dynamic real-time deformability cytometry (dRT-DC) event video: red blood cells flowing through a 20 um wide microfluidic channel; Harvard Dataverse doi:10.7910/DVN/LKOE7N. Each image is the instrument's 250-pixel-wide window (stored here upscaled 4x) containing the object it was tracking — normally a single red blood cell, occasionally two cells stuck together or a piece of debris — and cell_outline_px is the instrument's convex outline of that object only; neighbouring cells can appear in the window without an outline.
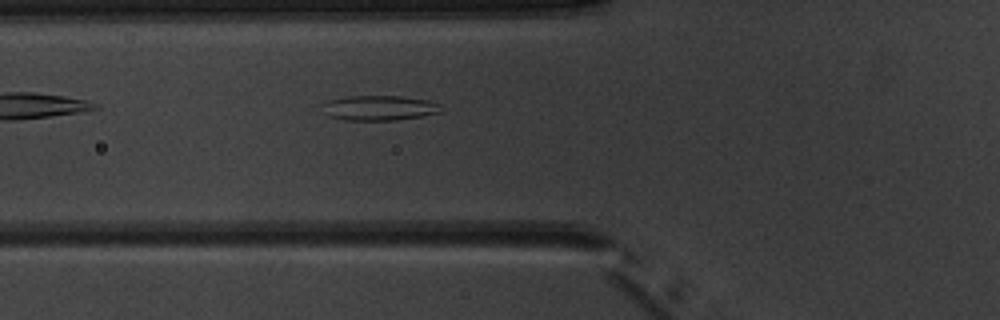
{"species": "common noctule bat (a hibernating species)", "species_latin": "Nyctalus noctula", "temperature_condition": "warm", "stored_images_in_passage": 7, "camera_frame_rate_fps": 3000, "um_per_image_px": 0.085, "animal": {"sex": "male", "body_mass_g": 20.1, "forearm_length_mm": 53.5}, "frame": {"image": 1, "passage_image": 7, "time_ms": 8.0, "image_size_px": [1000, 320], "cell_outline_px": [[444, 104], [440, 112], [420, 116], [396, 120], [344, 120], [328, 116], [324, 104], [328, 100], [348, 96], [400, 96], [428, 100]], "centroid_in_image_um": [32.3, 9.17], "position_along_channel_um": 93.5, "area_um2": 17.17}}